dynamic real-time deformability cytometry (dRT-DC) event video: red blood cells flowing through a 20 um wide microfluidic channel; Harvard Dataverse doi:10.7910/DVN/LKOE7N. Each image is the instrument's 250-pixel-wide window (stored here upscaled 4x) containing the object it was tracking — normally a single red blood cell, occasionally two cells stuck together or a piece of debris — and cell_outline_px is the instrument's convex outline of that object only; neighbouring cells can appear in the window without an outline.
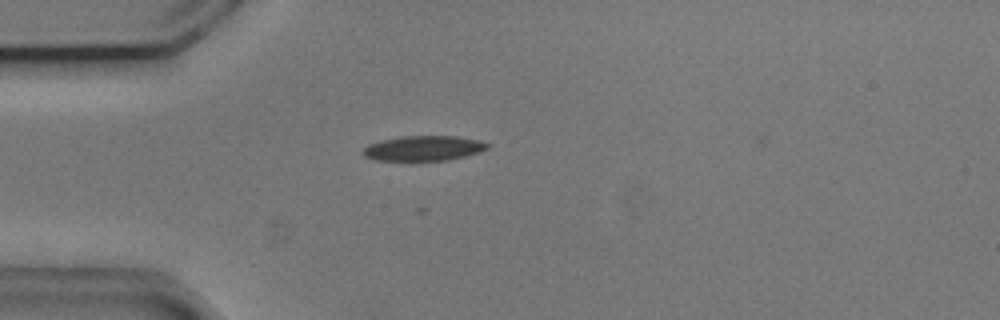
{"species": "common noctule bat (a hibernating species)", "species_latin": "Nyctalus noctula", "temperature_condition": "cold", "stored_images_in_passage": 31, "camera_frame_rate_fps": 3000, "um_per_image_px": 0.085, "animal": {"sex": "male", "body_mass_g": 20.5, "forearm_length_mm": 52.5}, "frame": {"image": 1, "passage_image": 2, "time_ms": 0.333, "image_size_px": [1000, 320], "cell_outline_px": [[492, 144], [488, 148], [480, 152], [448, 160], [376, 160], [364, 156], [360, 152], [368, 144], [380, 140], [400, 136], [456, 136], [476, 140]], "centroid_in_image_um": [35.98, 12.59], "position_along_channel_um": 49.0, "area_um2": 18.15}, "authors_computed_cell_mechanics": {"area_um2": 18.6694, "velocity_mm_per_s": 3.7285, "shape_relaxation_time_tau1_ms": 2.9048, "shape_relaxation_time_tau2_ms": 7.3985, "deformation_change_tau1": 0.1148, "deformation_change_tau2": 0.1268}}